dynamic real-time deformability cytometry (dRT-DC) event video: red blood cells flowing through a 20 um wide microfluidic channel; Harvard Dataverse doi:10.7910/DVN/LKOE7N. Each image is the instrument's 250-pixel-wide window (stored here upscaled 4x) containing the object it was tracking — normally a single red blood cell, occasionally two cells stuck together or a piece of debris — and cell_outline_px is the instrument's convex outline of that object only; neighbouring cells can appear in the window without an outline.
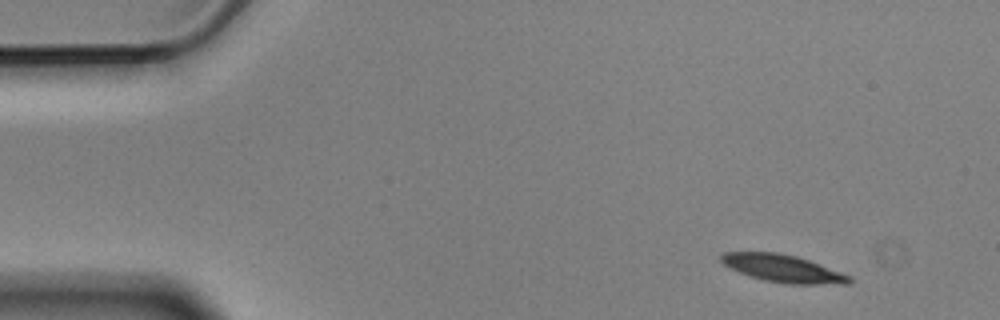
{"species": "Egyptian fruit bat (a non-hibernating species)", "species_latin": "Rousettus aegyptiacus", "temperature_condition": "cold", "stored_images_in_passage": 4, "camera_frame_rate_fps": 3000, "um_per_image_px": 0.085, "animal": {"sex": "male"}, "frame": {"image": 1, "passage_image": 1, "time_ms": 0.0, "image_size_px": [1000, 320], "cell_outline_px": [[852, 280], [848, 284], [784, 284], [764, 280], [748, 276], [728, 268], [720, 260], [720, 256], [724, 252], [780, 252], [796, 256], [808, 260], [852, 276]], "centroid_in_image_um": [66.53, 22.82], "position_along_channel_um": 18.5, "area_um2": 20.69}}
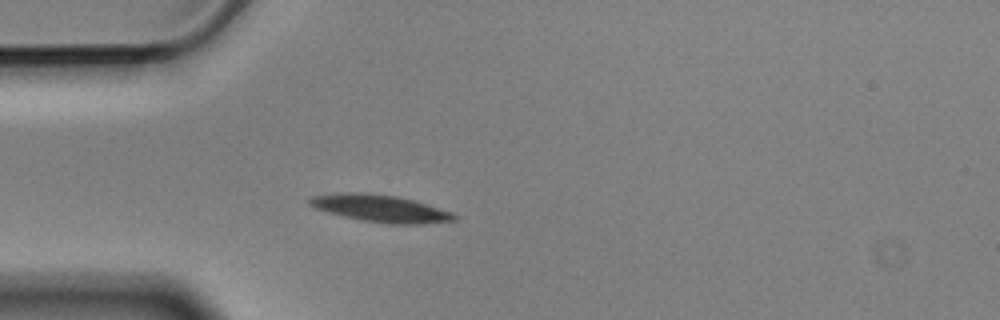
{"frame": {"image": 2, "passage_image": 4, "time_ms": 1.0, "image_size_px": [1000, 320], "cell_outline_px": [[456, 220], [424, 224], [388, 224], [360, 220], [328, 212], [316, 208], [308, 204], [308, 200], [312, 196], [344, 192], [360, 192], [396, 196], [412, 200], [452, 212], [456, 216]], "centroid_in_image_um": [32.32, 17.72], "position_along_channel_um": 52.7, "area_um2": 22.72}}